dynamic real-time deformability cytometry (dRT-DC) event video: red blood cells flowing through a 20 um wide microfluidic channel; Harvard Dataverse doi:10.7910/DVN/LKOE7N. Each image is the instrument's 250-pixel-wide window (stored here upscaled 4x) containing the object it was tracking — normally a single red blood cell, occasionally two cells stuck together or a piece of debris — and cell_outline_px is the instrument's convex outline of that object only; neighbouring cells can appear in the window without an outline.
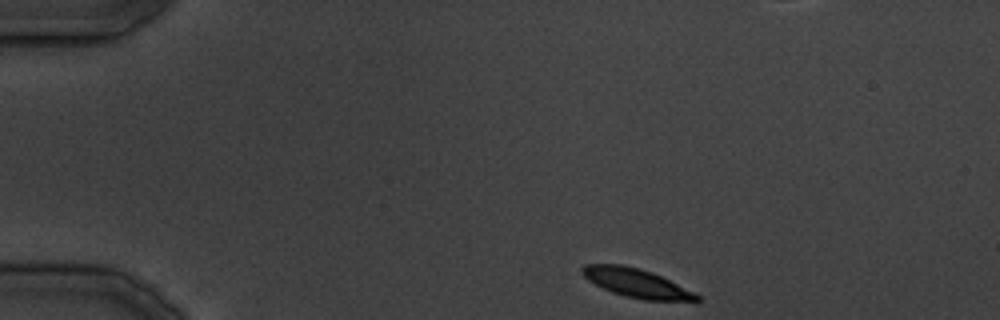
{"species": "common noctule bat (a hibernating species)", "species_latin": "Nyctalus noctula", "temperature_condition": "cold", "stored_images_in_passage": 4, "camera_frame_rate_fps": 3000, "um_per_image_px": 0.085, "animal": {"sex": "male", "body_mass_g": 19.5, "forearm_length_mm": 54.6}, "frame": {"image": 1, "passage_image": 1, "time_ms": 0.0, "image_size_px": [1000, 320], "cell_outline_px": [[700, 300], [696, 304], [644, 300], [612, 292], [588, 280], [580, 272], [580, 268], [584, 264], [620, 264], [652, 272], [700, 296]], "centroid_in_image_um": [54.17, 24.1], "position_along_channel_um": 30.8, "area_um2": 19.36}}